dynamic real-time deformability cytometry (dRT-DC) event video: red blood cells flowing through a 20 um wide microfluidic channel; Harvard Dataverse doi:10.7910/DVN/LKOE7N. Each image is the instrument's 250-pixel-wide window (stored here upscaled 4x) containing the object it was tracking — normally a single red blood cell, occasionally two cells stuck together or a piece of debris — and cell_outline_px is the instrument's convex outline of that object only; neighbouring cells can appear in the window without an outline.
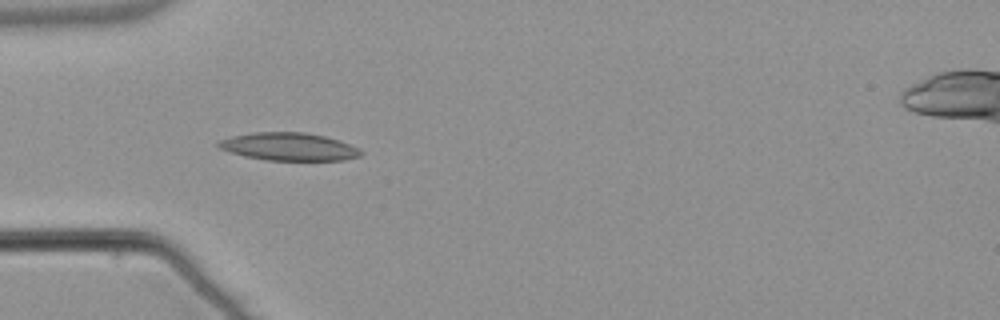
{"species": "common noctule bat (a hibernating species)", "species_latin": "Nyctalus noctula", "temperature_condition": "warm", "stored_images_in_passage": 16, "camera_frame_rate_fps": 3000, "um_per_image_px": 0.085, "animal": {"sex": "male", "body_mass_g": 21.5, "forearm_length_mm": 52.0}, "frame": {"image": 1, "passage_image": 5, "time_ms": 1.333, "image_size_px": [1000, 320], "cell_outline_px": [[364, 152], [360, 156], [344, 160], [268, 160], [244, 156], [228, 152], [220, 148], [216, 144], [220, 140], [232, 136], [252, 132], [304, 132], [324, 136], [340, 140], [360, 148]], "centroid_in_image_um": [24.57, 12.46], "position_along_channel_um": 60.4, "area_um2": 23.18}}